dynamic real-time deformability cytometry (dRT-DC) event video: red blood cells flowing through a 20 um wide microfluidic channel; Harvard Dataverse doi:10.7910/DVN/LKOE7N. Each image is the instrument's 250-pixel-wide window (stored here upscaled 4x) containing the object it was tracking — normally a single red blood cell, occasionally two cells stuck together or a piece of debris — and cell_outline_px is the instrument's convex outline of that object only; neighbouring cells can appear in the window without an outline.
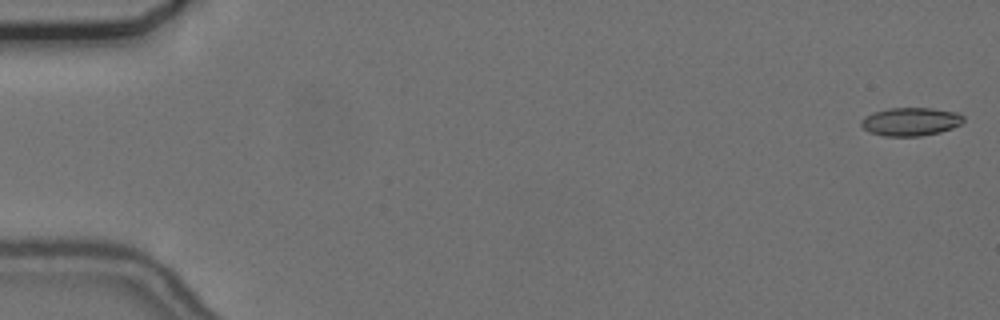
{"species": "common noctule bat (a hibernating species)", "species_latin": "Nyctalus noctula", "temperature_condition": "cold", "stored_images_in_passage": 17, "camera_frame_rate_fps": 3000, "um_per_image_px": 0.085, "animal": {"sex": "female", "body_mass_g": 24.6, "forearm_length_mm": 56.2}, "frame": {"image": 1, "passage_image": 1, "time_ms": 0.0, "image_size_px": [1000, 320], "cell_outline_px": [[964, 120], [960, 124], [952, 128], [940, 132], [920, 136], [884, 136], [868, 132], [860, 124], [860, 120], [864, 116], [872, 112], [888, 108], [932, 108], [960, 112], [964, 116]], "centroid_in_image_um": [77.4, 10.33], "position_along_channel_um": 7.6, "area_um2": 17.11}}
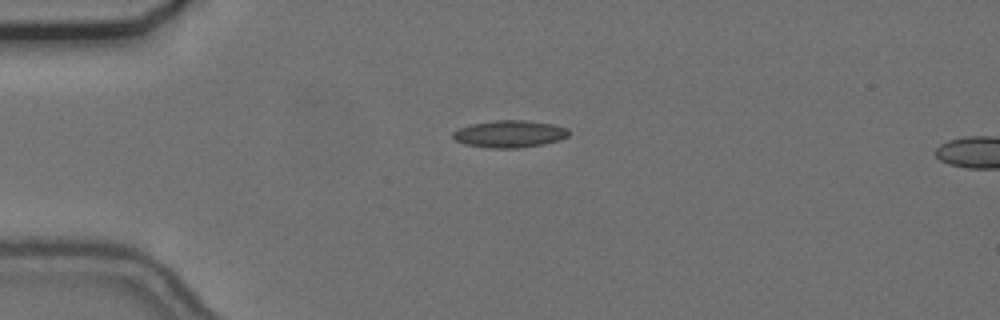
{"frame": {"image": 2, "passage_image": 14, "time_ms": 4.333, "image_size_px": [1000, 320], "cell_outline_px": [[580, 132], [560, 140], [544, 144], [520, 148], [488, 148], [464, 144], [456, 140], [452, 136], [452, 132], [460, 128], [472, 124], [492, 120], [528, 120], [552, 124], [568, 128]], "centroid_in_image_um": [43.43, 11.38], "position_along_channel_um": 41.6, "area_um2": 18.84}}